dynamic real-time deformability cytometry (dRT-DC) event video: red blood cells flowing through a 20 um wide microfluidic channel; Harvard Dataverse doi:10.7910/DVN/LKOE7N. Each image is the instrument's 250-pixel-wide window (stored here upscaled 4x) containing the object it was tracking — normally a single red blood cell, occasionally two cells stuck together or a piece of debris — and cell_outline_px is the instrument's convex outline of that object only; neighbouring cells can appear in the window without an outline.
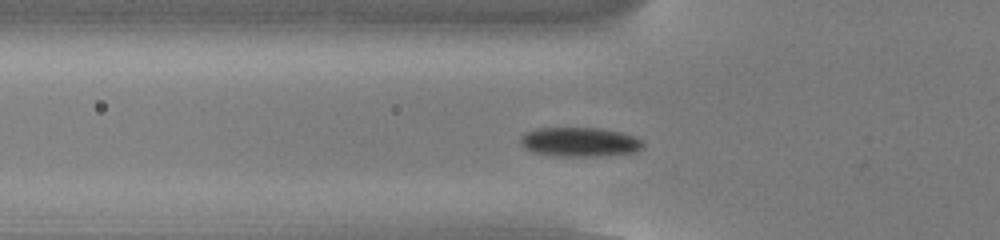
{"species": "common noctule bat (a hibernating species)", "species_latin": "Nyctalus noctula", "temperature_condition": "cold", "stored_images_in_passage": 46, "camera_frame_rate_fps": 3000, "um_per_image_px": 0.085, "animal": {"sex": "male", "body_mass_g": 13.0, "forearm_length_mm": 53.1}, "frame": {"image": 1, "passage_image": 11, "time_ms": 3.333, "image_size_px": [1000, 240], "cell_outline_px": [[644, 144], [636, 152], [596, 156], [560, 156], [532, 152], [524, 148], [520, 140], [520, 136], [524, 132], [536, 128], [600, 128], [620, 132], [636, 136]], "centroid_in_image_um": [49.24, 12.06], "position_along_channel_um": 76.6, "area_um2": 20.92}}
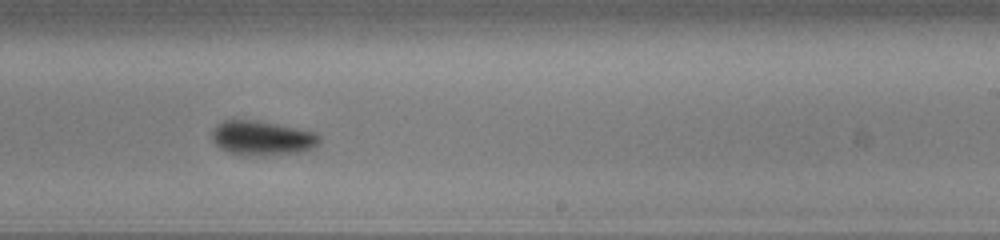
{"frame": {"image": 2, "passage_image": 26, "time_ms": 8.333, "image_size_px": [1000, 240], "cell_outline_px": [[320, 140], [312, 148], [304, 152], [244, 156], [228, 152], [220, 148], [212, 140], [212, 128], [216, 124], [224, 120], [256, 120], [316, 132], [320, 136]], "centroid_in_image_um": [22.25, 11.73], "position_along_channel_um": 266.8, "area_um2": 21.62}}
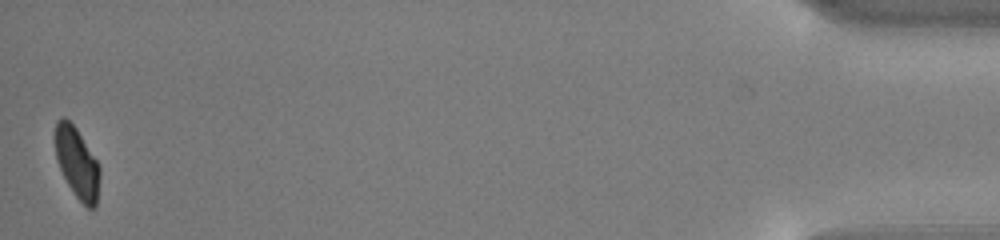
{"frame": {"image": 3, "passage_image": 46, "time_ms": 15.0, "image_size_px": [1000, 240], "cell_outline_px": [[100, 176], [96, 208], [88, 208], [76, 196], [68, 184], [56, 160], [52, 136], [52, 132], [56, 120], [64, 116], [76, 128], [96, 160], [100, 168]], "centroid_in_image_um": [6.5, 13.79], "position_along_channel_um": 428.7, "area_um2": 18.67}, "authors_computed_cell_mechanics": {"area_um2": 20.7791, "velocity_mm_per_s": 3.8077, "shape_relaxation_time_tau1_ms": 2.1248, "shape_relaxation_time_tau2_ms": null, "deformation_change_tau1": 0.0964, "deformation_change_tau2": null}}